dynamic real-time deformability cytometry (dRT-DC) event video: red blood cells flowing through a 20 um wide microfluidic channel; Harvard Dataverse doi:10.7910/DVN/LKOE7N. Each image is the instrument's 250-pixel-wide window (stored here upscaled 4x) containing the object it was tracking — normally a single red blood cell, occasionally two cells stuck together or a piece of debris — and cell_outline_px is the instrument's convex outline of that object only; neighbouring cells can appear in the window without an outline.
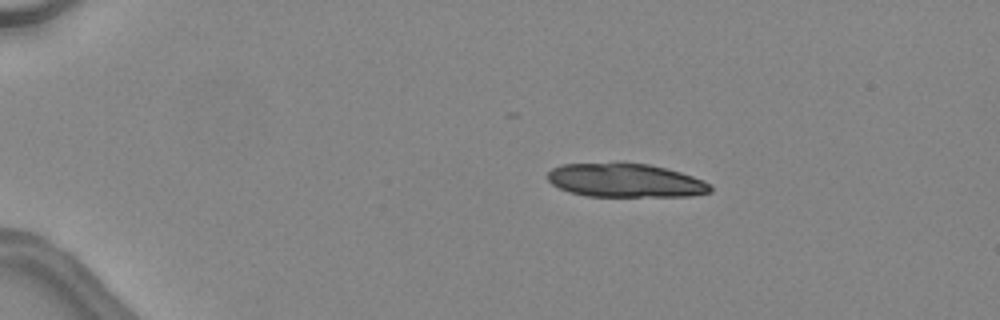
{"species": "common noctule bat (a hibernating species)", "species_latin": "Nyctalus noctula", "temperature_condition": "warm", "stored_images_in_passage": 12, "camera_frame_rate_fps": 3000, "um_per_image_px": 0.085, "animal": {"sex": "female", "body_mass_g": 24.6, "forearm_length_mm": 56.2}, "frame": {"image": 1, "passage_image": 1, "time_ms": 0.0, "image_size_px": [1000, 320], "cell_outline_px": [[712, 192], [688, 196], [588, 196], [572, 192], [560, 188], [552, 184], [548, 180], [548, 172], [552, 168], [564, 164], [648, 164], [680, 172], [704, 180], [712, 188]], "centroid_in_image_um": [53.18, 15.35], "position_along_channel_um": 31.8, "area_um2": 31.33}}